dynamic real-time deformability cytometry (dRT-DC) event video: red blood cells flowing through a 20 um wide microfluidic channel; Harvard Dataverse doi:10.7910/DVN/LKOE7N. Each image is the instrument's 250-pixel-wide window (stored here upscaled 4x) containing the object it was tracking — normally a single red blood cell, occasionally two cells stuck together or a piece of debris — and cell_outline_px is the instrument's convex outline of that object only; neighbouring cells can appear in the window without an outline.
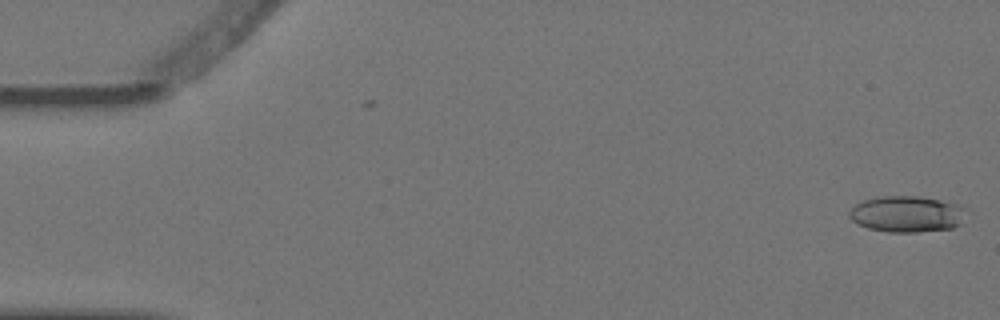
{"species": "Egyptian fruit bat (a non-hibernating species)", "species_latin": "Rousettus aegyptiacus", "temperature_condition": "warm", "stored_images_in_passage": 2, "camera_frame_rate_fps": 3000, "um_per_image_px": 0.085, "animal": {"sex": "female"}, "frame": {"image": 1, "passage_image": 2, "time_ms": 0.333, "image_size_px": [1000, 320], "cell_outline_px": [[964, 208], [960, 224], [952, 228], [916, 232], [888, 232], [868, 228], [856, 224], [848, 216], [848, 212], [856, 204], [864, 200], [884, 196], [916, 196], [940, 200], [956, 204]], "centroid_in_image_um": [77.02, 18.2], "position_along_channel_um": 8.0, "area_um2": 24.39}}